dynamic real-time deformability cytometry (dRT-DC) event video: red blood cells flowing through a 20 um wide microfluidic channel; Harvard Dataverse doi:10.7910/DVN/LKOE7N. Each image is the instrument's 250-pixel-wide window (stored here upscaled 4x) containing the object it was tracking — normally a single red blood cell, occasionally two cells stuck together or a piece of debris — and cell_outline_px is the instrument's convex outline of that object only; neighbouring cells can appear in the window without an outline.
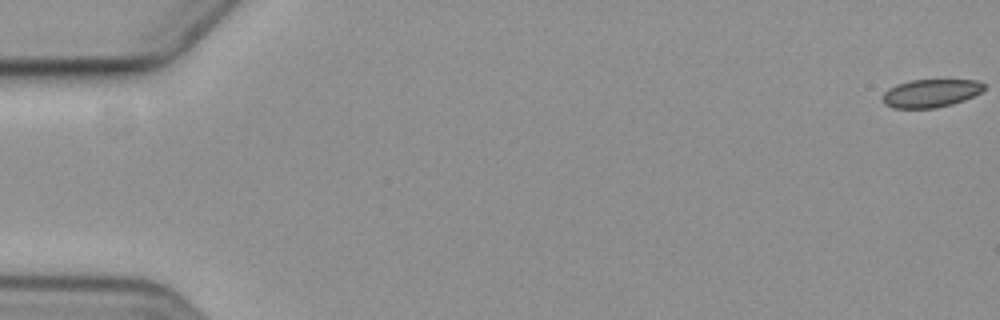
{"species": "common noctule bat (a hibernating species)", "species_latin": "Nyctalus noctula", "temperature_condition": "cold", "stored_images_in_passage": 4, "camera_frame_rate_fps": 3000, "um_per_image_px": 0.085, "animal": {"sex": "female", "body_mass_g": 19.3, "forearm_length_mm": 54.1}, "frame": {"image": 1, "passage_image": 1, "time_ms": 0.0, "image_size_px": [1000, 320], "cell_outline_px": [[984, 88], [980, 92], [964, 100], [952, 104], [936, 108], [892, 108], [884, 104], [884, 92], [888, 88], [896, 84], [912, 80], [976, 80], [984, 84]], "centroid_in_image_um": [79.09, 7.92], "position_along_channel_um": 5.9, "area_um2": 16.47}}